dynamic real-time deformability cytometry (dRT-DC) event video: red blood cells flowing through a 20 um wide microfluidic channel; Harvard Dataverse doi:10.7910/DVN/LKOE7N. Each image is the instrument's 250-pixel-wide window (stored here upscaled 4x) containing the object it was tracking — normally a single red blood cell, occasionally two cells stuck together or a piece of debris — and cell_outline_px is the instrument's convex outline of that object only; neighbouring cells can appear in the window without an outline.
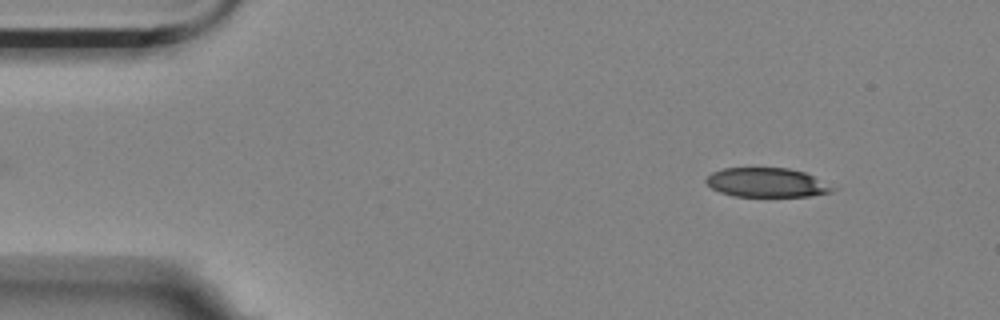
{"species": "Egyptian fruit bat (a non-hibernating species)", "species_latin": "Rousettus aegyptiacus", "temperature_condition": "room temperature", "stored_images_in_passage": 1, "camera_frame_rate_fps": 3000, "um_per_image_px": 0.085, "animal": {"sex": "female"}, "frame": {"image": 1, "passage_image": 1, "time_ms": 0.0, "image_size_px": [1000, 320], "cell_outline_px": [[836, 188], [832, 192], [808, 196], [732, 196], [720, 192], [712, 188], [704, 180], [712, 172], [724, 168], [788, 168], [804, 172]], "centroid_in_image_um": [65.14, 15.52], "position_along_channel_um": 19.9, "area_um2": 21.33}}